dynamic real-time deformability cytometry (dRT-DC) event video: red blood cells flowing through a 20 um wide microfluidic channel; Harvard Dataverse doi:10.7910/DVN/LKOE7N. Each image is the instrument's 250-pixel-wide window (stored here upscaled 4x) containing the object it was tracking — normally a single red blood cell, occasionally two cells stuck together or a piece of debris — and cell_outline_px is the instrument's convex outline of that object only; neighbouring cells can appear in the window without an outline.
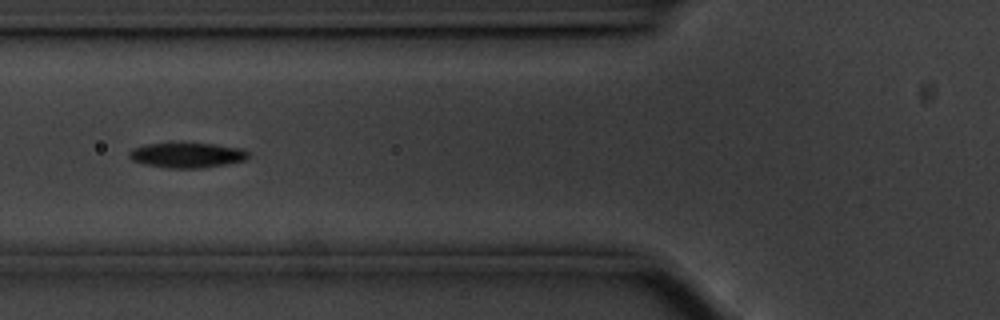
{"species": "common noctule bat (a hibernating species)", "species_latin": "Nyctalus noctula", "temperature_condition": "cold", "stored_images_in_passage": 40, "camera_frame_rate_fps": 3000, "um_per_image_px": 0.085, "animal": {"sex": "male", "body_mass_g": 20.1, "forearm_length_mm": 53.5}, "frame": {"image": 1, "passage_image": 4, "time_ms": 1.0, "image_size_px": [1000, 320], "cell_outline_px": [[248, 156], [244, 160], [224, 164], [200, 168], [168, 168], [144, 164], [132, 160], [128, 156], [128, 152], [132, 148], [144, 144], [172, 140], [216, 144], [244, 148], [248, 152]], "centroid_in_image_um": [15.83, 13.13], "position_along_channel_um": 110.0, "area_um2": 18.26}}
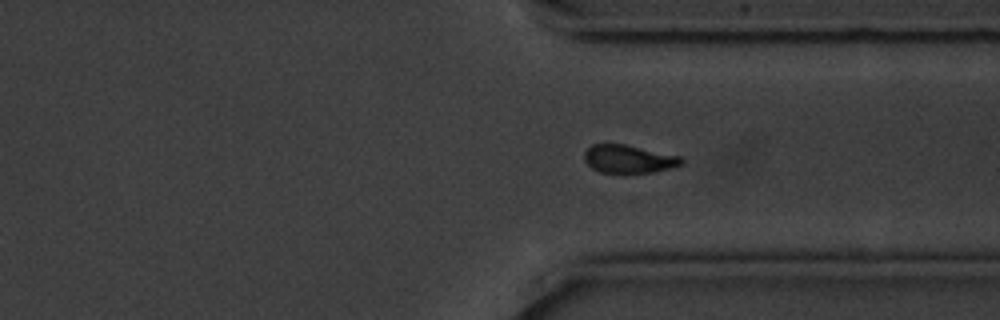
{"frame": {"image": 2, "passage_image": 25, "time_ms": 8.0, "image_size_px": [1000, 320], "cell_outline_px": [[684, 164], [652, 172], [600, 172], [592, 168], [584, 160], [584, 152], [592, 144], [624, 144], [680, 156], [684, 160]], "centroid_in_image_um": [53.43, 13.5], "position_along_channel_um": 358.0, "area_um2": 15.66}}
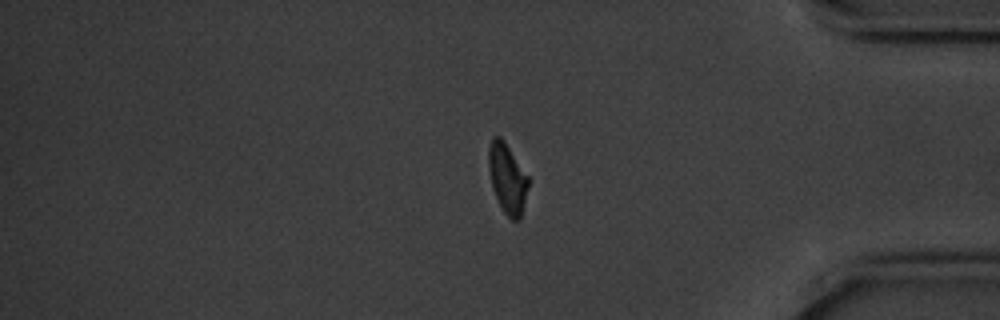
{"frame": {"image": 3, "passage_image": 30, "time_ms": 9.667, "image_size_px": [1000, 320], "cell_outline_px": [[528, 184], [520, 220], [512, 220], [504, 212], [492, 188], [488, 168], [488, 148], [492, 136], [500, 136], [504, 140], [528, 176]], "centroid_in_image_um": [43.1, 15.13], "position_along_channel_um": 392.1, "area_um2": 16.01}}